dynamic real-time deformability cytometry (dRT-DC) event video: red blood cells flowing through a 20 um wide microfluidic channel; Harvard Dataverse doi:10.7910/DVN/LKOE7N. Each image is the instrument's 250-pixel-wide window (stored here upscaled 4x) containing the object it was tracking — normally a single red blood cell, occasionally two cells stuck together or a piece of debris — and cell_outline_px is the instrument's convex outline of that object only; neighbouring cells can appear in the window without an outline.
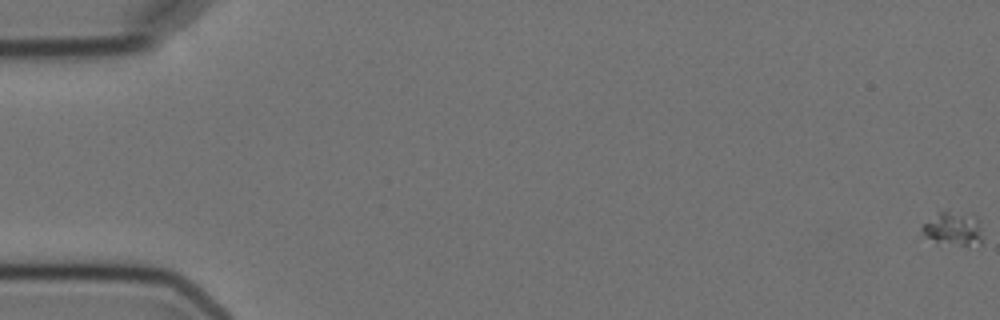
{"species": "Egyptian fruit bat (a non-hibernating species)", "species_latin": "Rousettus aegyptiacus", "temperature_condition": "cold", "stored_images_in_passage": 6, "camera_frame_rate_fps": 3000, "um_per_image_px": 0.085, "animal": {"sex": "female"}, "frame": {"image": 1, "passage_image": 1, "time_ms": 0.0, "image_size_px": [1000, 320], "cell_outline_px": [[980, 244], [936, 244], [924, 236], [920, 228], [924, 224], [940, 212], [948, 208], [972, 212], [980, 220]], "centroid_in_image_um": [81.01, 19.37], "position_along_channel_um": 4.0, "area_um2": 12.31}}
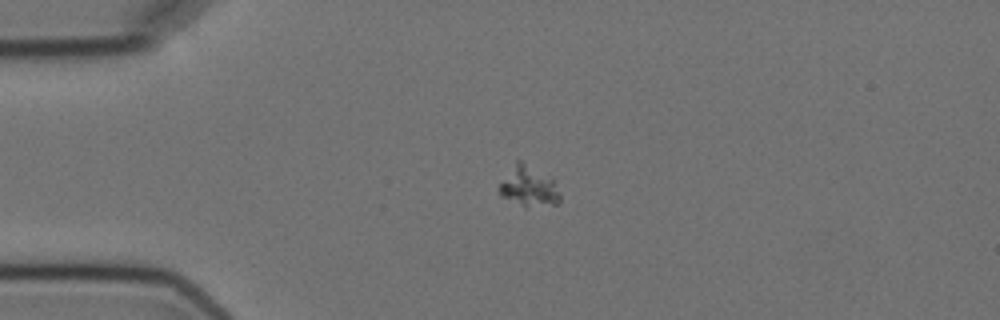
{"frame": {"image": 2, "passage_image": 5, "time_ms": 4.667, "image_size_px": [1000, 320], "cell_outline_px": [[560, 200], [556, 204], [524, 208], [500, 196], [500, 184], [516, 160], [520, 160], [552, 176], [560, 196]], "centroid_in_image_um": [44.96, 15.86], "position_along_channel_um": 40.0, "area_um2": 14.39}}